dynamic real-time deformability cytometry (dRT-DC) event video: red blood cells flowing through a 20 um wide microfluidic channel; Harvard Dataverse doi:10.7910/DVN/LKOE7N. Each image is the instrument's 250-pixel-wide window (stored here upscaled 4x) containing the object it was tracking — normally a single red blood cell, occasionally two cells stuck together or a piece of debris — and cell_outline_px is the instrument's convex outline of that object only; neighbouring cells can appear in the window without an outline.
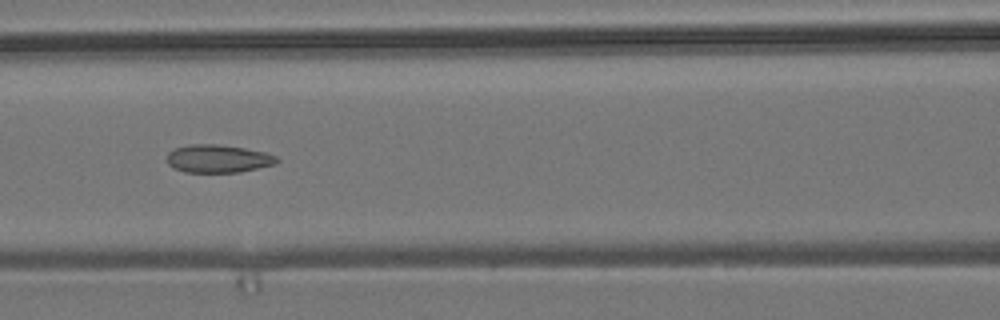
{"species": "common noctule bat (a hibernating species)", "species_latin": "Nyctalus noctula", "temperature_condition": "room temperature", "stored_images_in_passage": 7, "camera_frame_rate_fps": 3000, "um_per_image_px": 0.085, "animal": {"sex": "male", "body_mass_g": 19.2, "forearm_length_mm": 51.8}, "frame": {"image": 1, "passage_image": 7, "time_ms": 2.0, "image_size_px": [1000, 320], "cell_outline_px": [[280, 160], [276, 164], [240, 172], [184, 172], [168, 164], [168, 152], [172, 148], [188, 144], [216, 144], [244, 148], [264, 152], [276, 156]], "centroid_in_image_um": [18.53, 13.48], "position_along_channel_um": 148.1, "area_um2": 17.92}}